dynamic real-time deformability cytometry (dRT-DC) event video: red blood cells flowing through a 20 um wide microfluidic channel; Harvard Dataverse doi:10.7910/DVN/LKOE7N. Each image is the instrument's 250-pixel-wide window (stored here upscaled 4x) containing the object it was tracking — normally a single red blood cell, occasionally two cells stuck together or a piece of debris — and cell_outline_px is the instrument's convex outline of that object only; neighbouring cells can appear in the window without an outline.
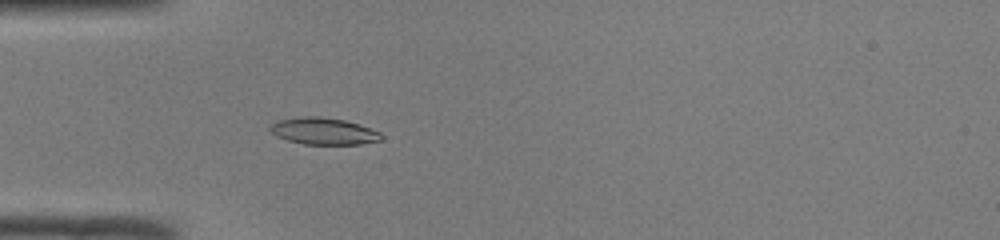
{"species": "common noctule bat (a hibernating species)", "species_latin": "Nyctalus noctula", "temperature_condition": "room temperature", "stored_images_in_passage": 49, "camera_frame_rate_fps": 3000, "um_per_image_px": 0.085, "animal": {"sex": "male", "body_mass_g": 19.0, "forearm_length_mm": 50.8}, "frame": {"image": 1, "passage_image": 15, "time_ms": 4.667, "image_size_px": [1000, 240], "cell_outline_px": [[384, 140], [360, 144], [304, 144], [288, 140], [276, 136], [268, 128], [276, 120], [300, 116], [320, 116], [344, 120], [380, 132], [384, 136]], "centroid_in_image_um": [27.49, 11.14], "position_along_channel_um": 57.5, "area_um2": 17.4}}
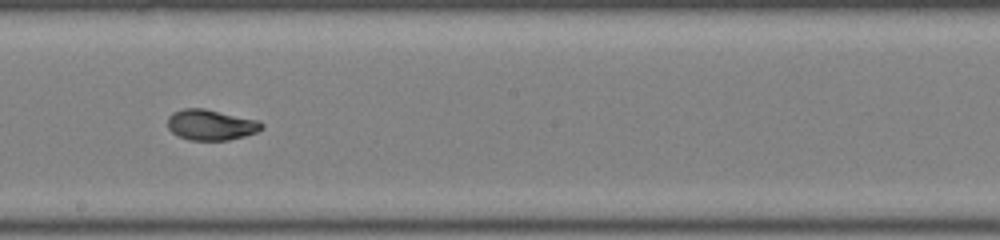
{"frame": {"image": 2, "passage_image": 28, "time_ms": 9.0, "image_size_px": [1000, 240], "cell_outline_px": [[264, 128], [256, 132], [244, 136], [228, 140], [192, 140], [180, 136], [172, 132], [168, 128], [168, 116], [172, 112], [184, 108], [204, 108], [260, 120], [264, 124]], "centroid_in_image_um": [17.95, 10.6], "position_along_channel_um": 230.2, "area_um2": 16.88}}
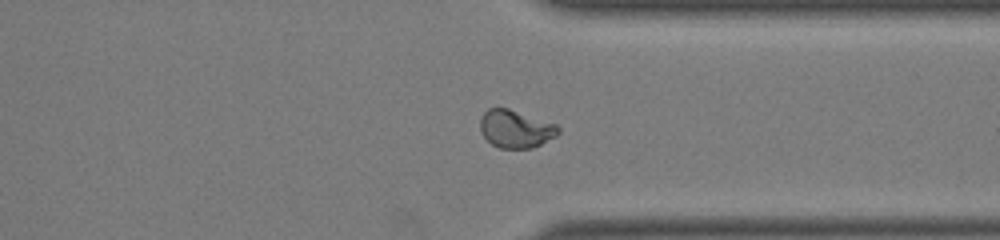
{"frame": {"image": 3, "passage_image": 38, "time_ms": 12.333, "image_size_px": [1000, 240], "cell_outline_px": [[560, 132], [556, 136], [532, 148], [500, 148], [492, 144], [484, 136], [480, 128], [480, 116], [488, 108], [508, 108], [556, 124], [560, 128]], "centroid_in_image_um": [43.82, 10.95], "position_along_channel_um": 367.6, "area_um2": 17.11}, "authors_computed_cell_mechanics": {"area_um2": 17.1088, "velocity_mm_per_s": 4.1101, "shape_relaxation_time_tau1_ms": 4.0554, "shape_relaxation_time_tau2_ms": 1.2169, "deformation_change_tau1": 0.1827, "deformation_change_tau2": 0.0583}}